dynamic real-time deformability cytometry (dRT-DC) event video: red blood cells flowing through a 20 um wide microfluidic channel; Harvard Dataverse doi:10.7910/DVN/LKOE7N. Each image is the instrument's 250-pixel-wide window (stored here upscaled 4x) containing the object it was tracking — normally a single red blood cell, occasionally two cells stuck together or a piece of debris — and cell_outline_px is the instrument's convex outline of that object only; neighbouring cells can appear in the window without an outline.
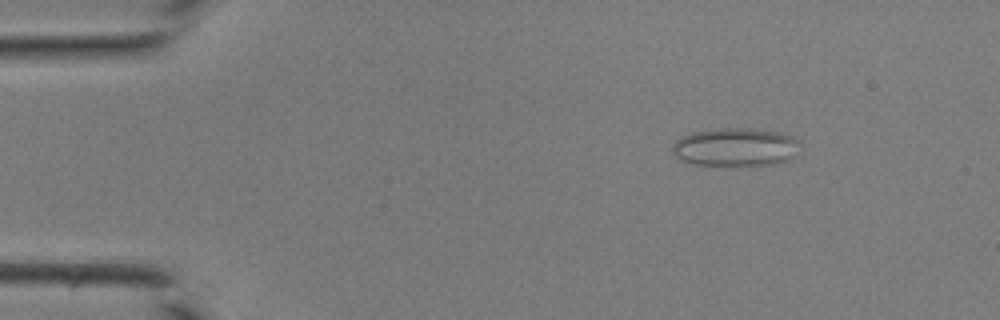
{"species": "common noctule bat (a hibernating species)", "species_latin": "Nyctalus noctula", "temperature_condition": "room temperature", "stored_images_in_passage": 38, "camera_frame_rate_fps": 3000, "um_per_image_px": 0.085, "animal": {"sex": "male", "body_mass_g": 19.0, "forearm_length_mm": 50.8}, "frame": {"image": 1, "passage_image": 2, "time_ms": 0.333, "image_size_px": [1000, 320], "cell_outline_px": [[800, 144], [792, 156], [788, 160], [772, 164], [692, 164], [680, 160], [672, 152], [672, 148], [676, 140], [692, 132], [720, 128], [752, 128], [776, 132], [792, 136], [800, 140]], "centroid_in_image_um": [62.5, 12.48], "position_along_channel_um": 22.5, "area_um2": 28.03}}
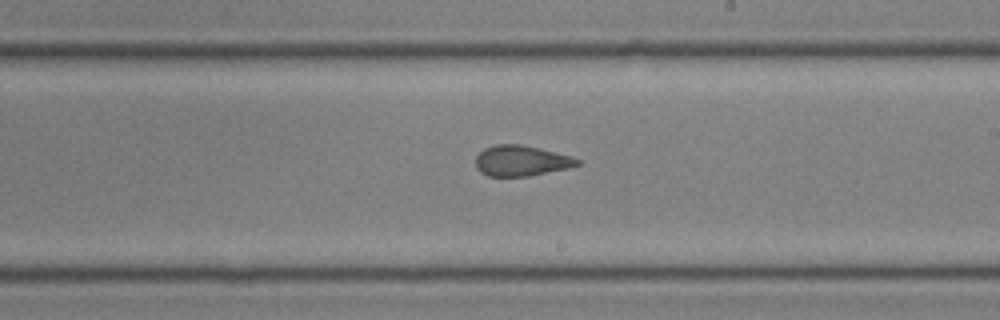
{"frame": {"image": 2, "passage_image": 21, "time_ms": 6.667, "image_size_px": [1000, 320], "cell_outline_px": [[580, 164], [568, 168], [528, 176], [488, 176], [480, 172], [476, 168], [476, 156], [484, 148], [496, 144], [520, 144], [540, 148], [572, 156], [580, 160]], "centroid_in_image_um": [44.29, 13.66], "position_along_channel_um": 244.7, "area_um2": 18.15}}
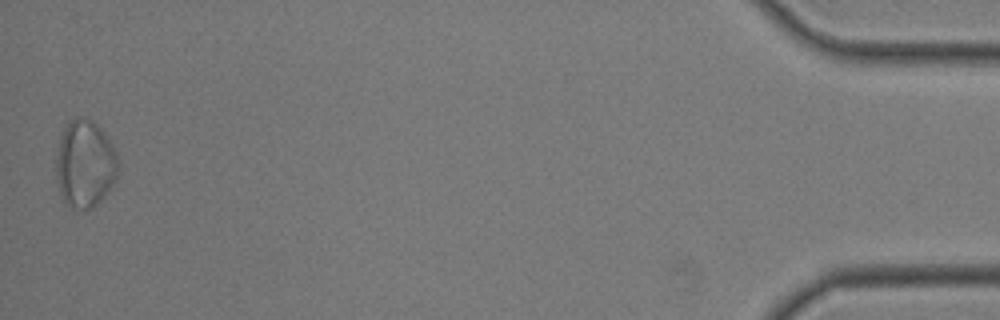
{"frame": {"image": 3, "passage_image": 38, "time_ms": 12.333, "image_size_px": [1000, 320], "cell_outline_px": [[120, 168], [112, 184], [104, 196], [96, 204], [88, 208], [72, 208], [64, 200], [60, 192], [56, 176], [56, 156], [60, 136], [68, 120], [76, 116], [84, 116], [92, 120], [100, 128], [112, 144], [116, 152], [120, 164]], "centroid_in_image_um": [7.22, 13.87], "position_along_channel_um": 428.0, "area_um2": 31.67}}